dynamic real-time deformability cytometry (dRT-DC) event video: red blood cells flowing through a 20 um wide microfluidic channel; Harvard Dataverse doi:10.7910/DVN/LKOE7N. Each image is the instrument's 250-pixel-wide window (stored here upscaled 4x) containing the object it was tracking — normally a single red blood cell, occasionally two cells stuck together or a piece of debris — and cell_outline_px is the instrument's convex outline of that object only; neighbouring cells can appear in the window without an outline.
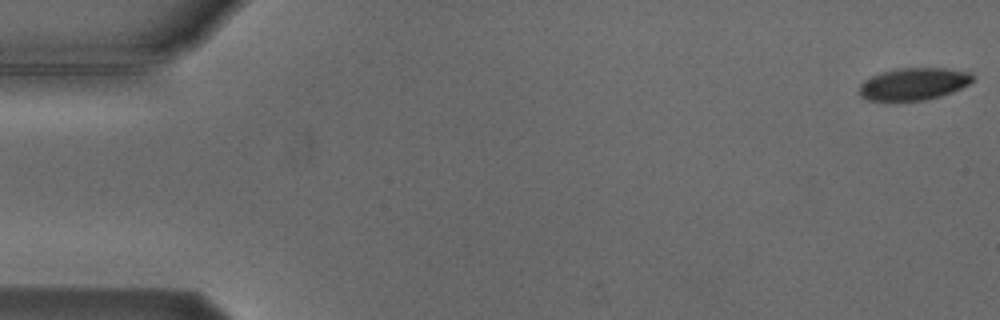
{"species": "Egyptian fruit bat (a non-hibernating species)", "species_latin": "Rousettus aegyptiacus", "temperature_condition": "cold", "stored_images_in_passage": 5, "camera_frame_rate_fps": 3000, "um_per_image_px": 0.085, "animal": {"sex": "male"}, "frame": {"image": 1, "passage_image": 1, "time_ms": 0.0, "image_size_px": [1000, 320], "cell_outline_px": [[976, 80], [952, 92], [940, 96], [924, 100], [868, 100], [860, 96], [860, 84], [864, 80], [880, 72], [900, 68], [948, 68], [972, 72], [976, 76]], "centroid_in_image_um": [77.72, 7.11], "position_along_channel_um": 7.3, "area_um2": 21.39}}
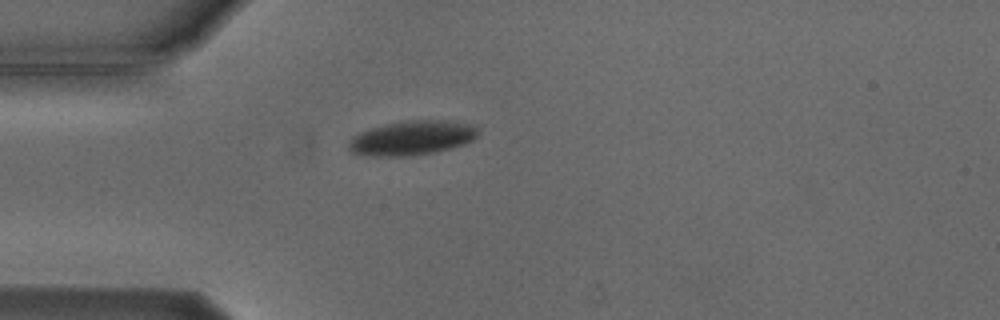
{"frame": {"image": 2, "passage_image": 5, "time_ms": 4.667, "image_size_px": [1000, 320], "cell_outline_px": [[480, 132], [472, 140], [464, 144], [436, 152], [408, 156], [368, 156], [352, 152], [348, 148], [348, 140], [352, 136], [360, 132], [372, 128], [404, 120], [448, 120], [472, 124]], "centroid_in_image_um": [35.01, 11.72], "position_along_channel_um": 50.0, "area_um2": 26.01}}